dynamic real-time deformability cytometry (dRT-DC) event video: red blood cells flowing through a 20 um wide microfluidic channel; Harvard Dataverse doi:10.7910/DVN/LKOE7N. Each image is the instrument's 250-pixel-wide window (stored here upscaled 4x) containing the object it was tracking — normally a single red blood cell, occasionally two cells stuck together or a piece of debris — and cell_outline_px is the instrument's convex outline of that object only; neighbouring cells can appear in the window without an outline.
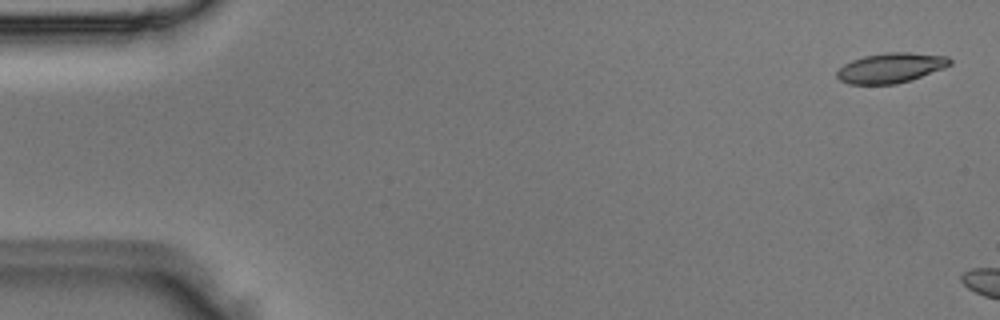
{"species": "Egyptian fruit bat (a non-hibernating species)", "species_latin": "Rousettus aegyptiacus", "temperature_condition": "room temperature", "stored_images_in_passage": 4, "segment_of_instrument_passage": [2, 2], "camera_frame_rate_fps": 3000, "um_per_image_px": 0.085, "animal": {"sex": "male"}, "frame": {"image": 1, "passage_image": 4, "time_ms": 1.0, "image_size_px": [1000, 320], "cell_outline_px": [[952, 64], [944, 68], [912, 80], [896, 84], [848, 84], [840, 80], [836, 76], [836, 72], [844, 64], [852, 60], [864, 56], [884, 52], [912, 52], [948, 56], [952, 60]], "centroid_in_image_um": [75.74, 5.76], "position_along_channel_um": 9.3, "area_um2": 19.94}}